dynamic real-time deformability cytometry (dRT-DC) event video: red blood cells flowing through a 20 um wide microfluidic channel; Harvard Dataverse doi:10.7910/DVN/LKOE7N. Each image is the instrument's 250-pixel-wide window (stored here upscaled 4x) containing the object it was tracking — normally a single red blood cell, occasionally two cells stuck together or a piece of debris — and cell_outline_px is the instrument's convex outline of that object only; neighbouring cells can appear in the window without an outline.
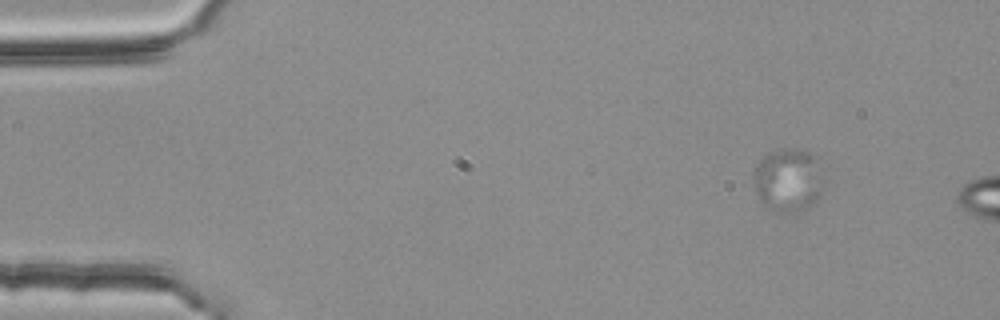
{"species": "common noctule bat (a hibernating species)", "species_latin": "Nyctalus noctula", "temperature_condition": "room temperature", "stored_images_in_passage": 52, "camera_frame_rate_fps": 3000, "um_per_image_px": 0.085, "animal": {"sex": "female", "body_mass_g": 25.1}, "frame": {"image": 1, "passage_image": 1, "time_ms": 0.0, "image_size_px": [1000, 320], "cell_outline_px": [[824, 180], [820, 192], [816, 200], [804, 212], [784, 216], [776, 212], [764, 204], [760, 200], [756, 192], [752, 180], [752, 172], [756, 164], [768, 152], [780, 148], [796, 148], [812, 152]], "centroid_in_image_um": [66.96, 15.34], "position_along_channel_um": 18.0, "area_um2": 26.7}}
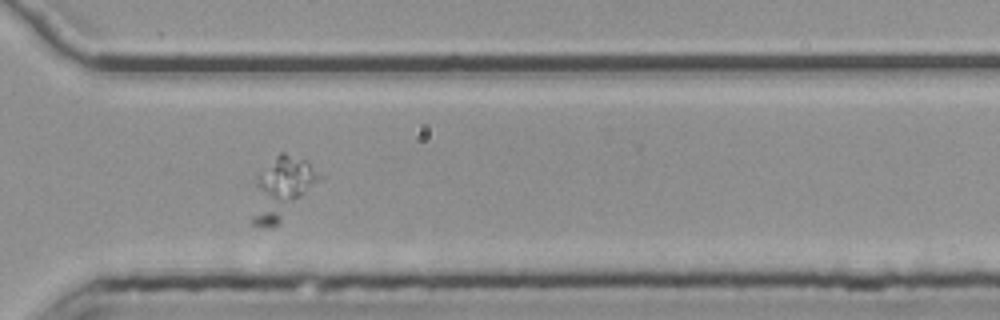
{"frame": {"image": 2, "passage_image": 36, "time_ms": 11.667, "image_size_px": [1000, 320], "cell_outline_px": [[324, 180], [272, 228], [252, 224], [252, 216], [256, 172], [280, 152], [284, 152], [308, 160], [324, 176]], "centroid_in_image_um": [24.0, 15.95], "position_along_channel_um": 346.6, "area_um2": 24.74}}
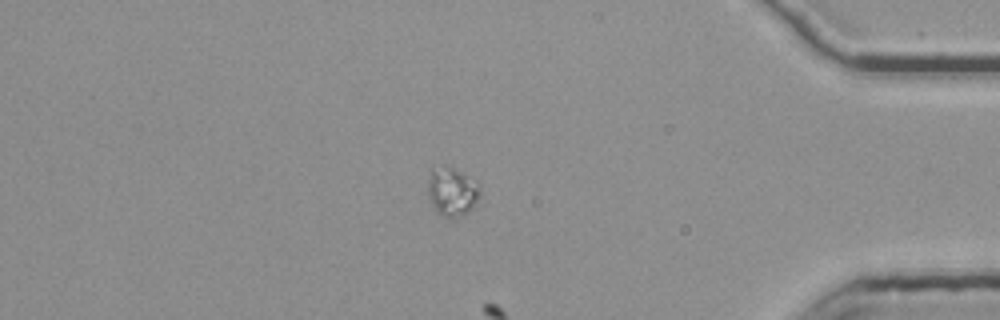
{"frame": {"image": 3, "passage_image": 43, "time_ms": 14.0, "image_size_px": [1000, 320], "cell_outline_px": [[480, 192], [476, 204], [464, 216], [456, 220], [452, 220], [436, 212], [428, 196], [428, 180], [432, 168], [452, 168], [476, 180], [480, 184]], "centroid_in_image_um": [38.45, 16.36], "position_along_channel_um": 396.7, "area_um2": 14.91}}